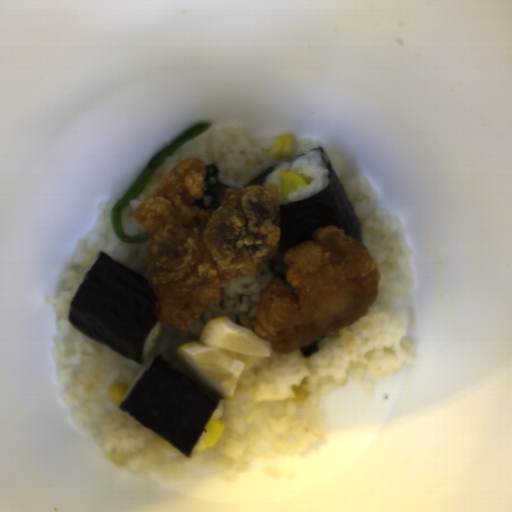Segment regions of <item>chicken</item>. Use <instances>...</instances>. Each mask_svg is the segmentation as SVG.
Masks as SVG:
<instances>
[{
  "instance_id": "1",
  "label": "chicken",
  "mask_w": 512,
  "mask_h": 512,
  "mask_svg": "<svg viewBox=\"0 0 512 512\" xmlns=\"http://www.w3.org/2000/svg\"><path fill=\"white\" fill-rule=\"evenodd\" d=\"M205 176V162L186 158L131 212L148 236L142 261L156 297L154 315L176 331L221 301L229 280L262 272L280 246L274 182L231 187L219 208H200Z\"/></svg>"
},
{
  "instance_id": "2",
  "label": "chicken",
  "mask_w": 512,
  "mask_h": 512,
  "mask_svg": "<svg viewBox=\"0 0 512 512\" xmlns=\"http://www.w3.org/2000/svg\"><path fill=\"white\" fill-rule=\"evenodd\" d=\"M284 277L261 290L253 328L272 351L287 354L368 315L381 274L369 247L324 226L286 250Z\"/></svg>"
}]
</instances>
